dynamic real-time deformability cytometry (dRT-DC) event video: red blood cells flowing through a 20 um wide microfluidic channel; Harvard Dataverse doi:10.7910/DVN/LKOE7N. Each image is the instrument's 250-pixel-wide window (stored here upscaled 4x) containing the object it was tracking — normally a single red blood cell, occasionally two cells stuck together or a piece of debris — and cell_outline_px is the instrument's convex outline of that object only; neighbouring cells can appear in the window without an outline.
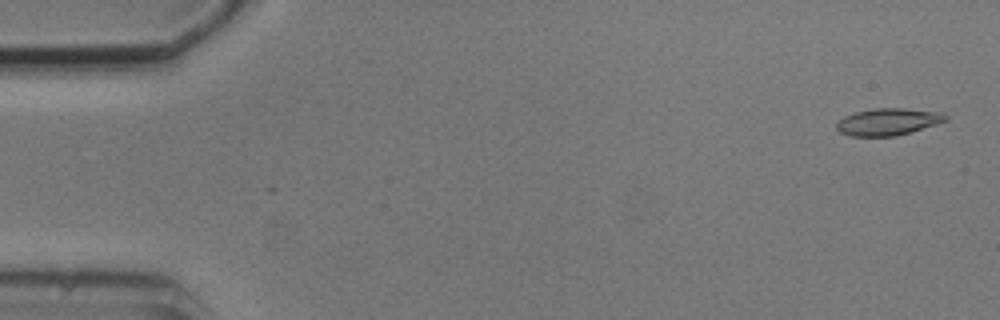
{"species": "common noctule bat (a hibernating species)", "species_latin": "Nyctalus noctula", "temperature_condition": "cold", "stored_images_in_passage": 5, "camera_frame_rate_fps": 3000, "um_per_image_px": 0.085, "animal": {"sex": "male", "body_mass_g": 20.5, "forearm_length_mm": 52.5}, "frame": {"image": 1, "passage_image": 1, "time_ms": 0.0, "image_size_px": [1000, 320], "cell_outline_px": [[948, 120], [936, 124], [896, 136], [848, 136], [840, 132], [836, 128], [836, 124], [844, 116], [856, 112], [876, 108], [904, 108], [940, 112], [948, 116]], "centroid_in_image_um": [75.48, 10.35], "position_along_channel_um": 9.5, "area_um2": 17.05}}
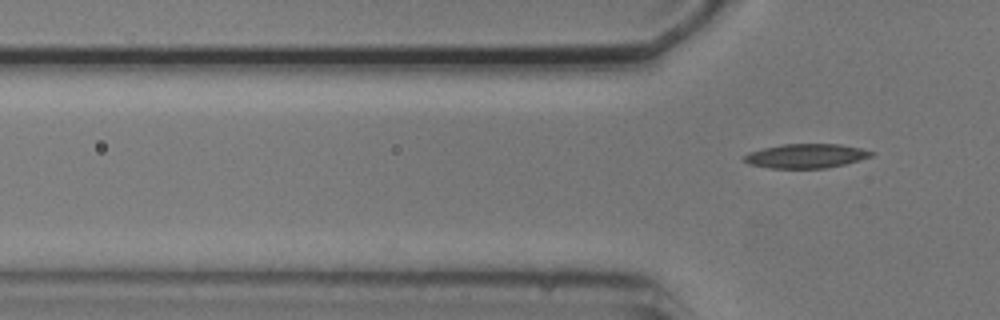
{"frame": {"image": 2, "passage_image": 5, "time_ms": 4.667, "image_size_px": [1000, 320], "cell_outline_px": [[876, 152], [872, 156], [860, 160], [828, 168], [772, 168], [748, 164], [744, 160], [744, 156], [748, 152], [764, 148], [784, 144], [840, 144], [860, 148]], "centroid_in_image_um": [68.53, 13.25], "position_along_channel_um": 57.3, "area_um2": 17.92}}